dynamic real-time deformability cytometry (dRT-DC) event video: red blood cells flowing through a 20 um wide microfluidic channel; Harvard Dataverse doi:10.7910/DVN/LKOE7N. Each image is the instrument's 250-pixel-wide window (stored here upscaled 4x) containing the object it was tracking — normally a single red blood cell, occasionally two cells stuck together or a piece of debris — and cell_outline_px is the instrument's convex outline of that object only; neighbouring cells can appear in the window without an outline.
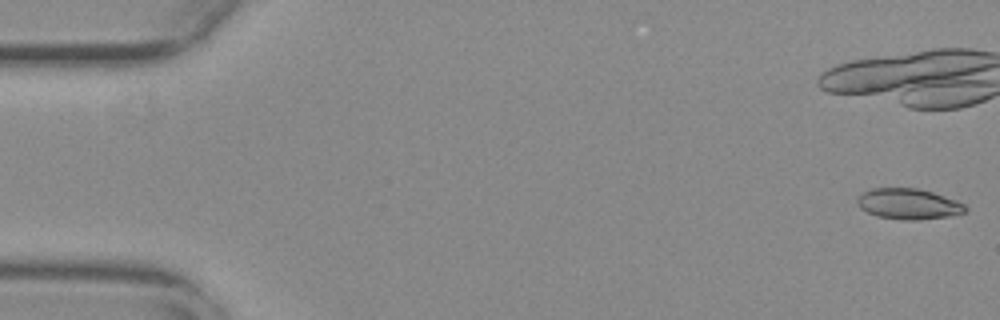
{"species": "common noctule bat (a hibernating species)", "species_latin": "Nyctalus noctula", "temperature_condition": "warm", "stored_images_in_passage": 55, "camera_frame_rate_fps": 3000, "um_per_image_px": 0.085, "animal": {"sex": "female", "body_mass_g": 29.2, "forearm_length_mm": 56.3}, "frame": {"image": 1, "passage_image": 1, "time_ms": 0.0, "image_size_px": [1000, 320], "cell_outline_px": [[968, 208], [964, 212], [948, 216], [916, 220], [904, 220], [876, 216], [860, 208], [856, 200], [864, 192], [872, 188], [916, 188], [932, 192], [956, 200], [964, 204]], "centroid_in_image_um": [77.21, 17.33], "position_along_channel_um": 7.8, "area_um2": 19.13}, "authors_computed_cell_mechanics": {"area_um2": 19.4786, "velocity_mm_per_s": 3.7432, "shape_relaxation_time_tau1_ms": null, "shape_relaxation_time_tau2_ms": 2.3962, "deformation_change_tau1": null, "deformation_change_tau2": 0.0845}}